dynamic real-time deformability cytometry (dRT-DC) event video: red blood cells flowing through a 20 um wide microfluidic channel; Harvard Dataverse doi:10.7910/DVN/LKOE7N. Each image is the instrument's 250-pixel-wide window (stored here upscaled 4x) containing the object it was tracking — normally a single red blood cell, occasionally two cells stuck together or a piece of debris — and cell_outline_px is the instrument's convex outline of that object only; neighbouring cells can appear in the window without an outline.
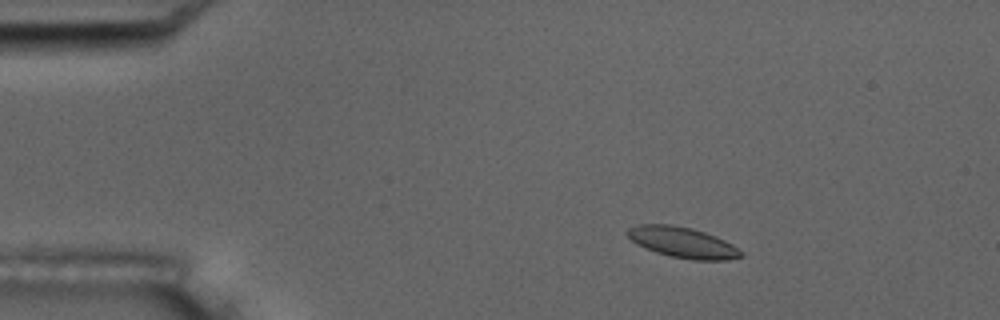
{"species": "common noctule bat (a hibernating species)", "species_latin": "Nyctalus noctula", "temperature_condition": "room temperature", "stored_images_in_passage": 9, "camera_frame_rate_fps": 3000, "um_per_image_px": 0.085, "animal": {"sex": "male", "body_mass_g": 17.5, "forearm_length_mm": 52.3}, "frame": {"image": 1, "passage_image": 2, "time_ms": 1.333, "image_size_px": [1000, 320], "cell_outline_px": [[744, 256], [728, 260], [692, 260], [672, 256], [656, 252], [644, 248], [636, 244], [624, 232], [628, 228], [640, 224], [672, 224], [692, 228], [716, 236], [732, 244], [744, 252]], "centroid_in_image_um": [58.03, 20.6], "position_along_channel_um": 27.0, "area_um2": 20.46}}
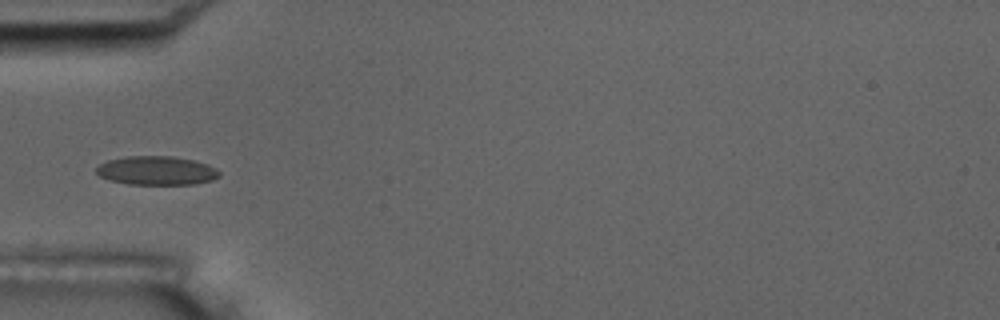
{"frame": {"image": 2, "passage_image": 4, "time_ms": 4.333, "image_size_px": [1000, 320], "cell_outline_px": [[220, 176], [212, 180], [196, 184], [128, 184], [108, 180], [100, 176], [96, 172], [96, 168], [100, 164], [108, 160], [128, 156], [172, 156], [192, 160], [208, 164], [216, 168], [220, 172]], "centroid_in_image_um": [13.32, 14.5], "position_along_channel_um": 71.7, "area_um2": 20.69}}
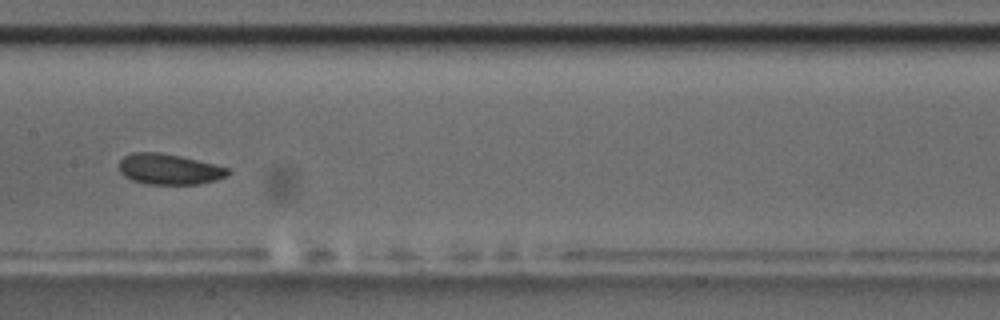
{"frame": {"image": 3, "passage_image": 7, "time_ms": 7.667, "image_size_px": [1000, 320], "cell_outline_px": [[232, 172], [228, 176], [216, 180], [200, 184], [144, 184], [132, 180], [124, 176], [120, 172], [116, 164], [124, 156], [132, 152], [160, 152], [180, 156], [228, 168]], "centroid_in_image_um": [14.34, 14.38], "position_along_channel_um": 193.1, "area_um2": 19.65}}